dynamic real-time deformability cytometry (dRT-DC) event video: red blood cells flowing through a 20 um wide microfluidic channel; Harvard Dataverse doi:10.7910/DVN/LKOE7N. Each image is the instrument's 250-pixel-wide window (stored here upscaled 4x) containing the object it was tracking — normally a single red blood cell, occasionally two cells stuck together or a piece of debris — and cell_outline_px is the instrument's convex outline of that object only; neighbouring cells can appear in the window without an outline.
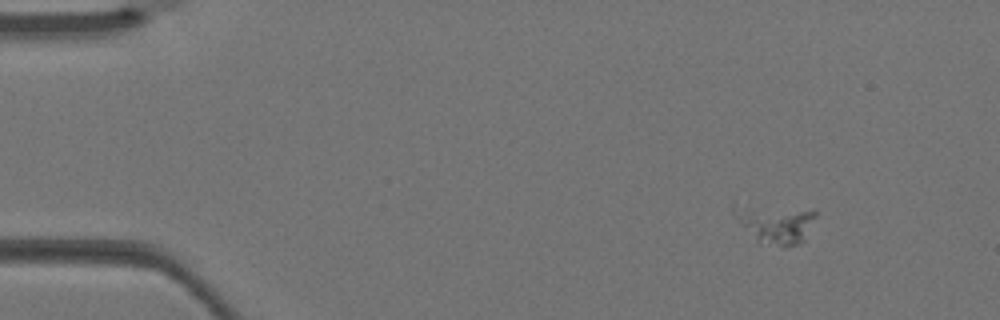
{"species": "Egyptian fruit bat (a non-hibernating species)", "species_latin": "Rousettus aegyptiacus", "temperature_condition": "warm", "stored_images_in_passage": 4, "camera_frame_rate_fps": 3000, "um_per_image_px": 0.085, "animal": {"sex": "female"}, "frame": {"image": 1, "passage_image": 1, "time_ms": 0.0, "image_size_px": [1000, 320], "cell_outline_px": [[816, 216], [804, 240], [796, 244], [760, 244], [756, 240], [744, 224], [740, 216], [800, 212], [816, 212]], "centroid_in_image_um": [66.28, 19.31], "position_along_channel_um": 18.7, "area_um2": 13.41}}
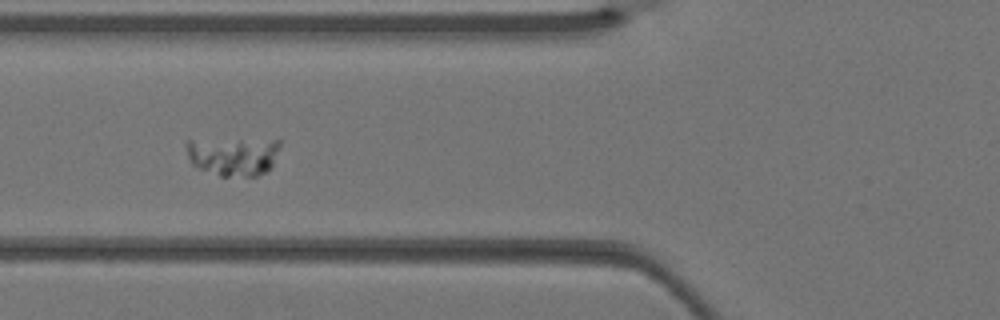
{"frame": {"image": 2, "passage_image": 4, "time_ms": 1.0, "image_size_px": [1000, 320], "cell_outline_px": [[280, 144], [272, 164], [264, 172], [256, 176], [220, 176], [200, 168], [192, 164], [188, 156], [188, 140], [280, 140]], "centroid_in_image_um": [19.83, 13.28], "position_along_channel_um": 106.0, "area_um2": 20.46}}